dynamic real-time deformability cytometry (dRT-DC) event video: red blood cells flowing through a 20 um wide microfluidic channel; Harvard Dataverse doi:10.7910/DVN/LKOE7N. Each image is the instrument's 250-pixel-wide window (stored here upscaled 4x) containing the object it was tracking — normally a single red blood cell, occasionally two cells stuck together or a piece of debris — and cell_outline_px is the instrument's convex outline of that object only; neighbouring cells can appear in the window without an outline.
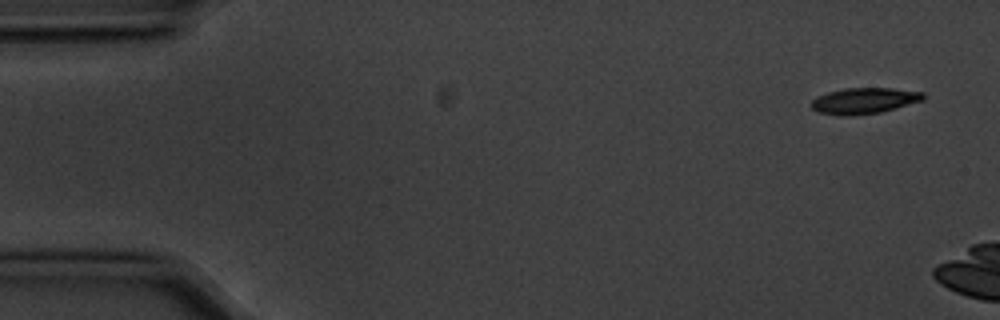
{"species": "common noctule bat (a hibernating species)", "species_latin": "Nyctalus noctula", "temperature_condition": "cold", "stored_images_in_passage": 5, "camera_frame_rate_fps": 3000, "um_per_image_px": 0.085, "animal": {"sex": "male", "body_mass_g": 20.1, "forearm_length_mm": 53.5}, "frame": {"image": 1, "passage_image": 1, "time_ms": 0.0, "image_size_px": [1000, 320], "cell_outline_px": [[924, 100], [896, 108], [880, 112], [848, 116], [840, 116], [816, 112], [812, 108], [812, 100], [816, 96], [828, 92], [844, 88], [892, 88], [924, 92]], "centroid_in_image_um": [73.44, 8.56], "position_along_channel_um": 11.6, "area_um2": 17.05}}